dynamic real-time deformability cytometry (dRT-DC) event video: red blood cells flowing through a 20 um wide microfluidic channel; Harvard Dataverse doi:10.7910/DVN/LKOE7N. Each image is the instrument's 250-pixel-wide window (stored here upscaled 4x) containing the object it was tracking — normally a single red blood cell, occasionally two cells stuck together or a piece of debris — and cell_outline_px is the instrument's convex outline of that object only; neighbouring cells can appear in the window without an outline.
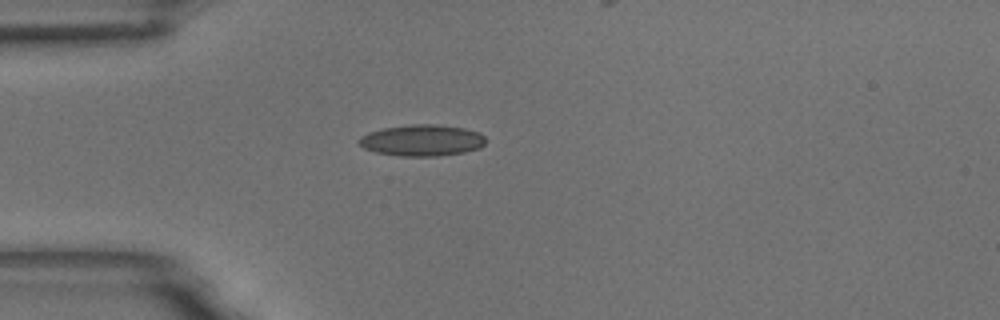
{"species": "common noctule bat (a hibernating species)", "species_latin": "Nyctalus noctula", "temperature_condition": "room temperature", "stored_images_in_passage": 2, "camera_frame_rate_fps": 3000, "um_per_image_px": 0.085, "animal": {"sex": "male", "body_mass_g": 18.8}, "frame": {"image": 1, "passage_image": 1, "time_ms": 0.0, "image_size_px": [1000, 320], "cell_outline_px": [[484, 144], [480, 148], [464, 152], [436, 156], [400, 156], [376, 152], [364, 148], [356, 140], [360, 136], [368, 132], [384, 128], [412, 124], [436, 124], [464, 128], [480, 132], [484, 136]], "centroid_in_image_um": [35.86, 11.92], "position_along_channel_um": 49.1, "area_um2": 23.18}}